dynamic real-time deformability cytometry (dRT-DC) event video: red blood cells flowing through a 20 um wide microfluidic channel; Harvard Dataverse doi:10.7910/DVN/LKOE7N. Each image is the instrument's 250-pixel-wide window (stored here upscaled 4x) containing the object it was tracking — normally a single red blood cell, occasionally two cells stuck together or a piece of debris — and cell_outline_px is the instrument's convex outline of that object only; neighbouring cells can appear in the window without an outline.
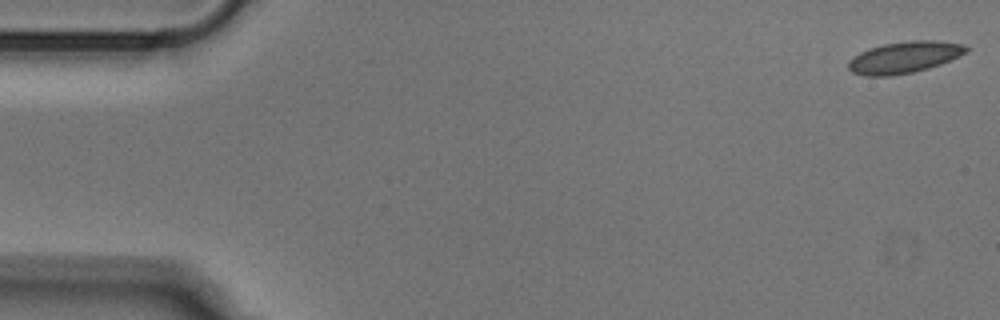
{"species": "Egyptian fruit bat (a non-hibernating species)", "species_latin": "Rousettus aegyptiacus", "temperature_condition": "cold", "stored_images_in_passage": 52, "camera_frame_rate_fps": 3000, "um_per_image_px": 0.085, "animal": {"sex": "male"}, "frame": {"image": 1, "passage_image": 1, "time_ms": 0.0, "image_size_px": [1000, 320], "cell_outline_px": [[968, 48], [960, 56], [940, 64], [928, 68], [912, 72], [892, 76], [864, 76], [852, 72], [848, 68], [848, 64], [860, 52], [868, 48], [884, 44], [912, 40], [936, 40], [964, 44]], "centroid_in_image_um": [76.87, 4.87], "position_along_channel_um": 8.1, "area_um2": 21.5}}
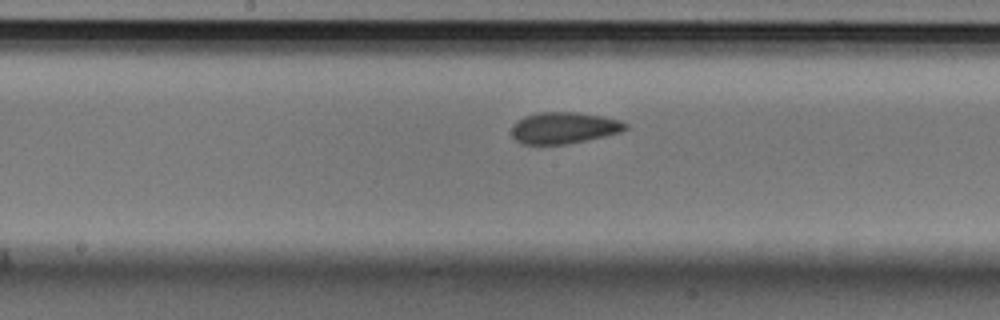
{"frame": {"image": 2, "passage_image": 26, "time_ms": 8.333, "image_size_px": [1000, 320], "cell_outline_px": [[628, 128], [620, 132], [604, 136], [568, 144], [524, 144], [516, 140], [512, 136], [512, 128], [524, 116], [536, 112], [576, 112], [600, 116], [620, 120], [628, 124]], "centroid_in_image_um": [47.95, 10.87], "position_along_channel_um": 200.2, "area_um2": 20.69}}
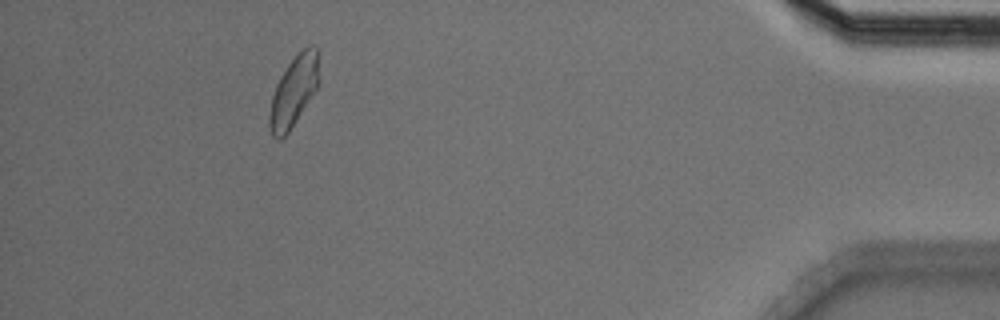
{"frame": {"image": 3, "passage_image": 47, "time_ms": 15.333, "image_size_px": [1000, 320], "cell_outline_px": [[320, 52], [316, 88], [288, 132], [280, 140], [276, 140], [272, 136], [268, 124], [268, 116], [272, 96], [276, 84], [280, 76], [288, 64], [308, 44], [316, 44]], "centroid_in_image_um": [24.95, 7.72], "position_along_channel_um": 410.3, "area_um2": 20.17}}